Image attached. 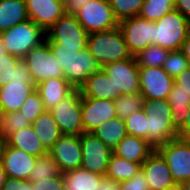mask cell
<instances>
[{
  "mask_svg": "<svg viewBox=\"0 0 190 190\" xmlns=\"http://www.w3.org/2000/svg\"><path fill=\"white\" fill-rule=\"evenodd\" d=\"M49 44L63 70L64 78L74 88H80L89 76L102 68L87 48L76 52V49L60 48L57 44Z\"/></svg>",
  "mask_w": 190,
  "mask_h": 190,
  "instance_id": "cell-1",
  "label": "cell"
},
{
  "mask_svg": "<svg viewBox=\"0 0 190 190\" xmlns=\"http://www.w3.org/2000/svg\"><path fill=\"white\" fill-rule=\"evenodd\" d=\"M147 115V142L155 149L178 138L172 125V111L168 100H145L143 107Z\"/></svg>",
  "mask_w": 190,
  "mask_h": 190,
  "instance_id": "cell-2",
  "label": "cell"
},
{
  "mask_svg": "<svg viewBox=\"0 0 190 190\" xmlns=\"http://www.w3.org/2000/svg\"><path fill=\"white\" fill-rule=\"evenodd\" d=\"M87 49L101 67L106 64L133 58L119 26L88 35Z\"/></svg>",
  "mask_w": 190,
  "mask_h": 190,
  "instance_id": "cell-3",
  "label": "cell"
},
{
  "mask_svg": "<svg viewBox=\"0 0 190 190\" xmlns=\"http://www.w3.org/2000/svg\"><path fill=\"white\" fill-rule=\"evenodd\" d=\"M0 37L8 54L23 59L33 47L46 39V33L40 26L28 19L1 32Z\"/></svg>",
  "mask_w": 190,
  "mask_h": 190,
  "instance_id": "cell-4",
  "label": "cell"
},
{
  "mask_svg": "<svg viewBox=\"0 0 190 190\" xmlns=\"http://www.w3.org/2000/svg\"><path fill=\"white\" fill-rule=\"evenodd\" d=\"M190 34V21L178 10H172L154 22V45L170 51L180 50Z\"/></svg>",
  "mask_w": 190,
  "mask_h": 190,
  "instance_id": "cell-5",
  "label": "cell"
},
{
  "mask_svg": "<svg viewBox=\"0 0 190 190\" xmlns=\"http://www.w3.org/2000/svg\"><path fill=\"white\" fill-rule=\"evenodd\" d=\"M48 43L60 48L83 51L87 48L88 33L79 23L75 14H63L46 32Z\"/></svg>",
  "mask_w": 190,
  "mask_h": 190,
  "instance_id": "cell-6",
  "label": "cell"
},
{
  "mask_svg": "<svg viewBox=\"0 0 190 190\" xmlns=\"http://www.w3.org/2000/svg\"><path fill=\"white\" fill-rule=\"evenodd\" d=\"M81 105L80 88H75L56 107L49 110L63 135L81 136L85 133Z\"/></svg>",
  "mask_w": 190,
  "mask_h": 190,
  "instance_id": "cell-7",
  "label": "cell"
},
{
  "mask_svg": "<svg viewBox=\"0 0 190 190\" xmlns=\"http://www.w3.org/2000/svg\"><path fill=\"white\" fill-rule=\"evenodd\" d=\"M32 75L35 87L42 81L54 78H64L63 70L45 39L38 46L33 47L23 58Z\"/></svg>",
  "mask_w": 190,
  "mask_h": 190,
  "instance_id": "cell-8",
  "label": "cell"
},
{
  "mask_svg": "<svg viewBox=\"0 0 190 190\" xmlns=\"http://www.w3.org/2000/svg\"><path fill=\"white\" fill-rule=\"evenodd\" d=\"M165 159L176 183L190 177V140L175 138L156 149Z\"/></svg>",
  "mask_w": 190,
  "mask_h": 190,
  "instance_id": "cell-9",
  "label": "cell"
},
{
  "mask_svg": "<svg viewBox=\"0 0 190 190\" xmlns=\"http://www.w3.org/2000/svg\"><path fill=\"white\" fill-rule=\"evenodd\" d=\"M75 16L88 34L110 30L119 24L109 0H92L77 11Z\"/></svg>",
  "mask_w": 190,
  "mask_h": 190,
  "instance_id": "cell-10",
  "label": "cell"
},
{
  "mask_svg": "<svg viewBox=\"0 0 190 190\" xmlns=\"http://www.w3.org/2000/svg\"><path fill=\"white\" fill-rule=\"evenodd\" d=\"M118 26L132 56L149 45H154L153 21L134 16L120 20Z\"/></svg>",
  "mask_w": 190,
  "mask_h": 190,
  "instance_id": "cell-11",
  "label": "cell"
},
{
  "mask_svg": "<svg viewBox=\"0 0 190 190\" xmlns=\"http://www.w3.org/2000/svg\"><path fill=\"white\" fill-rule=\"evenodd\" d=\"M102 69L116 85V99L140 92L139 66L135 57L106 64Z\"/></svg>",
  "mask_w": 190,
  "mask_h": 190,
  "instance_id": "cell-12",
  "label": "cell"
},
{
  "mask_svg": "<svg viewBox=\"0 0 190 190\" xmlns=\"http://www.w3.org/2000/svg\"><path fill=\"white\" fill-rule=\"evenodd\" d=\"M82 149L81 168L105 176L113 151L92 133L80 136Z\"/></svg>",
  "mask_w": 190,
  "mask_h": 190,
  "instance_id": "cell-13",
  "label": "cell"
},
{
  "mask_svg": "<svg viewBox=\"0 0 190 190\" xmlns=\"http://www.w3.org/2000/svg\"><path fill=\"white\" fill-rule=\"evenodd\" d=\"M140 93L145 100H167L174 79L162 67H139Z\"/></svg>",
  "mask_w": 190,
  "mask_h": 190,
  "instance_id": "cell-14",
  "label": "cell"
},
{
  "mask_svg": "<svg viewBox=\"0 0 190 190\" xmlns=\"http://www.w3.org/2000/svg\"><path fill=\"white\" fill-rule=\"evenodd\" d=\"M61 173L81 168L82 149L79 135H62L50 149Z\"/></svg>",
  "mask_w": 190,
  "mask_h": 190,
  "instance_id": "cell-15",
  "label": "cell"
},
{
  "mask_svg": "<svg viewBox=\"0 0 190 190\" xmlns=\"http://www.w3.org/2000/svg\"><path fill=\"white\" fill-rule=\"evenodd\" d=\"M82 123L84 131L91 133L100 125L116 117L115 103L112 100L82 98Z\"/></svg>",
  "mask_w": 190,
  "mask_h": 190,
  "instance_id": "cell-16",
  "label": "cell"
},
{
  "mask_svg": "<svg viewBox=\"0 0 190 190\" xmlns=\"http://www.w3.org/2000/svg\"><path fill=\"white\" fill-rule=\"evenodd\" d=\"M0 159L7 177L29 180L37 157L4 143Z\"/></svg>",
  "mask_w": 190,
  "mask_h": 190,
  "instance_id": "cell-17",
  "label": "cell"
},
{
  "mask_svg": "<svg viewBox=\"0 0 190 190\" xmlns=\"http://www.w3.org/2000/svg\"><path fill=\"white\" fill-rule=\"evenodd\" d=\"M29 19L45 32L63 15V0H26Z\"/></svg>",
  "mask_w": 190,
  "mask_h": 190,
  "instance_id": "cell-18",
  "label": "cell"
},
{
  "mask_svg": "<svg viewBox=\"0 0 190 190\" xmlns=\"http://www.w3.org/2000/svg\"><path fill=\"white\" fill-rule=\"evenodd\" d=\"M141 170L150 190H166L175 183L168 164L156 149L142 163Z\"/></svg>",
  "mask_w": 190,
  "mask_h": 190,
  "instance_id": "cell-19",
  "label": "cell"
},
{
  "mask_svg": "<svg viewBox=\"0 0 190 190\" xmlns=\"http://www.w3.org/2000/svg\"><path fill=\"white\" fill-rule=\"evenodd\" d=\"M80 91L82 98L116 99V85L102 68L87 78Z\"/></svg>",
  "mask_w": 190,
  "mask_h": 190,
  "instance_id": "cell-20",
  "label": "cell"
},
{
  "mask_svg": "<svg viewBox=\"0 0 190 190\" xmlns=\"http://www.w3.org/2000/svg\"><path fill=\"white\" fill-rule=\"evenodd\" d=\"M35 89L33 84L21 82H9L0 87V113L19 111Z\"/></svg>",
  "mask_w": 190,
  "mask_h": 190,
  "instance_id": "cell-21",
  "label": "cell"
},
{
  "mask_svg": "<svg viewBox=\"0 0 190 190\" xmlns=\"http://www.w3.org/2000/svg\"><path fill=\"white\" fill-rule=\"evenodd\" d=\"M153 151L154 148L145 139L127 134L113 153L126 161L142 164Z\"/></svg>",
  "mask_w": 190,
  "mask_h": 190,
  "instance_id": "cell-22",
  "label": "cell"
},
{
  "mask_svg": "<svg viewBox=\"0 0 190 190\" xmlns=\"http://www.w3.org/2000/svg\"><path fill=\"white\" fill-rule=\"evenodd\" d=\"M46 110L56 107L75 88L65 78H54L36 85Z\"/></svg>",
  "mask_w": 190,
  "mask_h": 190,
  "instance_id": "cell-23",
  "label": "cell"
},
{
  "mask_svg": "<svg viewBox=\"0 0 190 190\" xmlns=\"http://www.w3.org/2000/svg\"><path fill=\"white\" fill-rule=\"evenodd\" d=\"M5 144L36 157L49 152L38 139L32 125L10 134L5 139Z\"/></svg>",
  "mask_w": 190,
  "mask_h": 190,
  "instance_id": "cell-24",
  "label": "cell"
},
{
  "mask_svg": "<svg viewBox=\"0 0 190 190\" xmlns=\"http://www.w3.org/2000/svg\"><path fill=\"white\" fill-rule=\"evenodd\" d=\"M62 174L66 190H99L106 180L105 176L83 168H77Z\"/></svg>",
  "mask_w": 190,
  "mask_h": 190,
  "instance_id": "cell-25",
  "label": "cell"
},
{
  "mask_svg": "<svg viewBox=\"0 0 190 190\" xmlns=\"http://www.w3.org/2000/svg\"><path fill=\"white\" fill-rule=\"evenodd\" d=\"M28 19L26 0H0V33Z\"/></svg>",
  "mask_w": 190,
  "mask_h": 190,
  "instance_id": "cell-26",
  "label": "cell"
},
{
  "mask_svg": "<svg viewBox=\"0 0 190 190\" xmlns=\"http://www.w3.org/2000/svg\"><path fill=\"white\" fill-rule=\"evenodd\" d=\"M31 125L38 139L48 151H50L58 139L63 135L48 110L39 115Z\"/></svg>",
  "mask_w": 190,
  "mask_h": 190,
  "instance_id": "cell-27",
  "label": "cell"
},
{
  "mask_svg": "<svg viewBox=\"0 0 190 190\" xmlns=\"http://www.w3.org/2000/svg\"><path fill=\"white\" fill-rule=\"evenodd\" d=\"M91 133L99 138L112 151L127 135L125 121L117 116L100 125Z\"/></svg>",
  "mask_w": 190,
  "mask_h": 190,
  "instance_id": "cell-28",
  "label": "cell"
},
{
  "mask_svg": "<svg viewBox=\"0 0 190 190\" xmlns=\"http://www.w3.org/2000/svg\"><path fill=\"white\" fill-rule=\"evenodd\" d=\"M141 165L142 164L126 161L112 153L107 166L105 179L116 184L127 181L133 178L141 170Z\"/></svg>",
  "mask_w": 190,
  "mask_h": 190,
  "instance_id": "cell-29",
  "label": "cell"
},
{
  "mask_svg": "<svg viewBox=\"0 0 190 190\" xmlns=\"http://www.w3.org/2000/svg\"><path fill=\"white\" fill-rule=\"evenodd\" d=\"M168 103L172 111V125L178 132L184 125L190 108V96L181 91V88L174 83L168 96Z\"/></svg>",
  "mask_w": 190,
  "mask_h": 190,
  "instance_id": "cell-30",
  "label": "cell"
},
{
  "mask_svg": "<svg viewBox=\"0 0 190 190\" xmlns=\"http://www.w3.org/2000/svg\"><path fill=\"white\" fill-rule=\"evenodd\" d=\"M55 176H63V174L61 173L58 164L48 152L37 157L29 180L31 182H40V180H48Z\"/></svg>",
  "mask_w": 190,
  "mask_h": 190,
  "instance_id": "cell-31",
  "label": "cell"
},
{
  "mask_svg": "<svg viewBox=\"0 0 190 190\" xmlns=\"http://www.w3.org/2000/svg\"><path fill=\"white\" fill-rule=\"evenodd\" d=\"M170 50L164 49L158 45H149L141 50L134 57L139 67H162L167 59Z\"/></svg>",
  "mask_w": 190,
  "mask_h": 190,
  "instance_id": "cell-32",
  "label": "cell"
},
{
  "mask_svg": "<svg viewBox=\"0 0 190 190\" xmlns=\"http://www.w3.org/2000/svg\"><path fill=\"white\" fill-rule=\"evenodd\" d=\"M175 0H145L138 16L148 21H157L174 10Z\"/></svg>",
  "mask_w": 190,
  "mask_h": 190,
  "instance_id": "cell-33",
  "label": "cell"
},
{
  "mask_svg": "<svg viewBox=\"0 0 190 190\" xmlns=\"http://www.w3.org/2000/svg\"><path fill=\"white\" fill-rule=\"evenodd\" d=\"M144 102L145 98L140 92L129 95H121L119 98L114 100L117 117L125 120L134 112L142 109L144 107Z\"/></svg>",
  "mask_w": 190,
  "mask_h": 190,
  "instance_id": "cell-34",
  "label": "cell"
},
{
  "mask_svg": "<svg viewBox=\"0 0 190 190\" xmlns=\"http://www.w3.org/2000/svg\"><path fill=\"white\" fill-rule=\"evenodd\" d=\"M32 123L28 121L19 111L0 113V133L4 140Z\"/></svg>",
  "mask_w": 190,
  "mask_h": 190,
  "instance_id": "cell-35",
  "label": "cell"
},
{
  "mask_svg": "<svg viewBox=\"0 0 190 190\" xmlns=\"http://www.w3.org/2000/svg\"><path fill=\"white\" fill-rule=\"evenodd\" d=\"M145 0H109L115 18L120 21L138 16Z\"/></svg>",
  "mask_w": 190,
  "mask_h": 190,
  "instance_id": "cell-36",
  "label": "cell"
},
{
  "mask_svg": "<svg viewBox=\"0 0 190 190\" xmlns=\"http://www.w3.org/2000/svg\"><path fill=\"white\" fill-rule=\"evenodd\" d=\"M126 132L129 135L143 138L147 141V115L144 109L134 112L125 120Z\"/></svg>",
  "mask_w": 190,
  "mask_h": 190,
  "instance_id": "cell-37",
  "label": "cell"
},
{
  "mask_svg": "<svg viewBox=\"0 0 190 190\" xmlns=\"http://www.w3.org/2000/svg\"><path fill=\"white\" fill-rule=\"evenodd\" d=\"M45 111V105L36 89L28 96L19 110V112L31 123Z\"/></svg>",
  "mask_w": 190,
  "mask_h": 190,
  "instance_id": "cell-38",
  "label": "cell"
},
{
  "mask_svg": "<svg viewBox=\"0 0 190 190\" xmlns=\"http://www.w3.org/2000/svg\"><path fill=\"white\" fill-rule=\"evenodd\" d=\"M188 67H190L189 63L180 50L170 51L162 66L164 71L173 79Z\"/></svg>",
  "mask_w": 190,
  "mask_h": 190,
  "instance_id": "cell-39",
  "label": "cell"
},
{
  "mask_svg": "<svg viewBox=\"0 0 190 190\" xmlns=\"http://www.w3.org/2000/svg\"><path fill=\"white\" fill-rule=\"evenodd\" d=\"M20 59L11 54H4L0 57V87L7 85L14 80L15 76V64Z\"/></svg>",
  "mask_w": 190,
  "mask_h": 190,
  "instance_id": "cell-40",
  "label": "cell"
},
{
  "mask_svg": "<svg viewBox=\"0 0 190 190\" xmlns=\"http://www.w3.org/2000/svg\"><path fill=\"white\" fill-rule=\"evenodd\" d=\"M120 190H150L145 174L140 170L133 178L118 183Z\"/></svg>",
  "mask_w": 190,
  "mask_h": 190,
  "instance_id": "cell-41",
  "label": "cell"
},
{
  "mask_svg": "<svg viewBox=\"0 0 190 190\" xmlns=\"http://www.w3.org/2000/svg\"><path fill=\"white\" fill-rule=\"evenodd\" d=\"M34 190H66L63 176L51 177L40 182H31Z\"/></svg>",
  "mask_w": 190,
  "mask_h": 190,
  "instance_id": "cell-42",
  "label": "cell"
},
{
  "mask_svg": "<svg viewBox=\"0 0 190 190\" xmlns=\"http://www.w3.org/2000/svg\"><path fill=\"white\" fill-rule=\"evenodd\" d=\"M14 69L15 76L12 82H21L22 84H33L35 86L32 75L29 73L28 66L23 59H20L15 64Z\"/></svg>",
  "mask_w": 190,
  "mask_h": 190,
  "instance_id": "cell-43",
  "label": "cell"
},
{
  "mask_svg": "<svg viewBox=\"0 0 190 190\" xmlns=\"http://www.w3.org/2000/svg\"><path fill=\"white\" fill-rule=\"evenodd\" d=\"M1 190H34V188L30 180L7 177Z\"/></svg>",
  "mask_w": 190,
  "mask_h": 190,
  "instance_id": "cell-44",
  "label": "cell"
},
{
  "mask_svg": "<svg viewBox=\"0 0 190 190\" xmlns=\"http://www.w3.org/2000/svg\"><path fill=\"white\" fill-rule=\"evenodd\" d=\"M174 83L181 88V91L190 96V67L177 75L174 79Z\"/></svg>",
  "mask_w": 190,
  "mask_h": 190,
  "instance_id": "cell-45",
  "label": "cell"
},
{
  "mask_svg": "<svg viewBox=\"0 0 190 190\" xmlns=\"http://www.w3.org/2000/svg\"><path fill=\"white\" fill-rule=\"evenodd\" d=\"M92 0H63L65 13L75 14Z\"/></svg>",
  "mask_w": 190,
  "mask_h": 190,
  "instance_id": "cell-46",
  "label": "cell"
},
{
  "mask_svg": "<svg viewBox=\"0 0 190 190\" xmlns=\"http://www.w3.org/2000/svg\"><path fill=\"white\" fill-rule=\"evenodd\" d=\"M174 8L190 21V0H175Z\"/></svg>",
  "mask_w": 190,
  "mask_h": 190,
  "instance_id": "cell-47",
  "label": "cell"
},
{
  "mask_svg": "<svg viewBox=\"0 0 190 190\" xmlns=\"http://www.w3.org/2000/svg\"><path fill=\"white\" fill-rule=\"evenodd\" d=\"M178 138L190 140V108L183 127L178 131Z\"/></svg>",
  "mask_w": 190,
  "mask_h": 190,
  "instance_id": "cell-48",
  "label": "cell"
},
{
  "mask_svg": "<svg viewBox=\"0 0 190 190\" xmlns=\"http://www.w3.org/2000/svg\"><path fill=\"white\" fill-rule=\"evenodd\" d=\"M180 51L186 57L189 66H190V34L186 37L185 41L183 42Z\"/></svg>",
  "mask_w": 190,
  "mask_h": 190,
  "instance_id": "cell-49",
  "label": "cell"
},
{
  "mask_svg": "<svg viewBox=\"0 0 190 190\" xmlns=\"http://www.w3.org/2000/svg\"><path fill=\"white\" fill-rule=\"evenodd\" d=\"M99 190H120V188L118 184L106 179Z\"/></svg>",
  "mask_w": 190,
  "mask_h": 190,
  "instance_id": "cell-50",
  "label": "cell"
},
{
  "mask_svg": "<svg viewBox=\"0 0 190 190\" xmlns=\"http://www.w3.org/2000/svg\"><path fill=\"white\" fill-rule=\"evenodd\" d=\"M6 178H7V175H6V172L4 170L2 160L0 159V190L2 189V187L5 184Z\"/></svg>",
  "mask_w": 190,
  "mask_h": 190,
  "instance_id": "cell-51",
  "label": "cell"
},
{
  "mask_svg": "<svg viewBox=\"0 0 190 190\" xmlns=\"http://www.w3.org/2000/svg\"><path fill=\"white\" fill-rule=\"evenodd\" d=\"M166 190H184L182 183H174L170 187H168Z\"/></svg>",
  "mask_w": 190,
  "mask_h": 190,
  "instance_id": "cell-52",
  "label": "cell"
},
{
  "mask_svg": "<svg viewBox=\"0 0 190 190\" xmlns=\"http://www.w3.org/2000/svg\"><path fill=\"white\" fill-rule=\"evenodd\" d=\"M5 46L3 45L2 39L0 37V57H2L4 54H6Z\"/></svg>",
  "mask_w": 190,
  "mask_h": 190,
  "instance_id": "cell-53",
  "label": "cell"
},
{
  "mask_svg": "<svg viewBox=\"0 0 190 190\" xmlns=\"http://www.w3.org/2000/svg\"><path fill=\"white\" fill-rule=\"evenodd\" d=\"M183 184V189L184 190H190V177L182 183Z\"/></svg>",
  "mask_w": 190,
  "mask_h": 190,
  "instance_id": "cell-54",
  "label": "cell"
},
{
  "mask_svg": "<svg viewBox=\"0 0 190 190\" xmlns=\"http://www.w3.org/2000/svg\"><path fill=\"white\" fill-rule=\"evenodd\" d=\"M4 143H5L4 137L0 133V158H1V152H2V148H3Z\"/></svg>",
  "mask_w": 190,
  "mask_h": 190,
  "instance_id": "cell-55",
  "label": "cell"
}]
</instances>
